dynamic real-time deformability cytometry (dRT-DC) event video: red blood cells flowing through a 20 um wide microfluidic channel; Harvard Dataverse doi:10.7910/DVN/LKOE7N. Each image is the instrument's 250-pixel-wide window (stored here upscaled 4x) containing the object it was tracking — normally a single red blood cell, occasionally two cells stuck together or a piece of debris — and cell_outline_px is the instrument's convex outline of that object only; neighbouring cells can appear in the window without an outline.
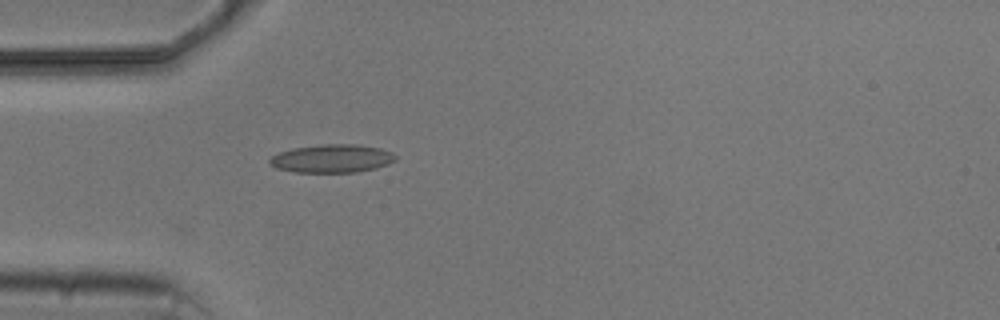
{"species": "common noctule bat (a hibernating species)", "species_latin": "Nyctalus noctula", "temperature_condition": "cold", "stored_images_in_passage": 1, "camera_frame_rate_fps": 3000, "um_per_image_px": 0.085, "animal": {"sex": "male", "body_mass_g": 20.5, "forearm_length_mm": 52.5}, "frame": {"image": 1, "passage_image": 1, "time_ms": 0.0, "image_size_px": [1000, 320], "cell_outline_px": [[396, 160], [388, 164], [376, 168], [356, 172], [296, 172], [276, 168], [268, 164], [268, 160], [272, 156], [280, 152], [292, 148], [324, 144], [356, 144], [380, 148], [392, 152], [396, 156]], "centroid_in_image_um": [28.21, 13.47], "position_along_channel_um": 56.8, "area_um2": 20.75}}